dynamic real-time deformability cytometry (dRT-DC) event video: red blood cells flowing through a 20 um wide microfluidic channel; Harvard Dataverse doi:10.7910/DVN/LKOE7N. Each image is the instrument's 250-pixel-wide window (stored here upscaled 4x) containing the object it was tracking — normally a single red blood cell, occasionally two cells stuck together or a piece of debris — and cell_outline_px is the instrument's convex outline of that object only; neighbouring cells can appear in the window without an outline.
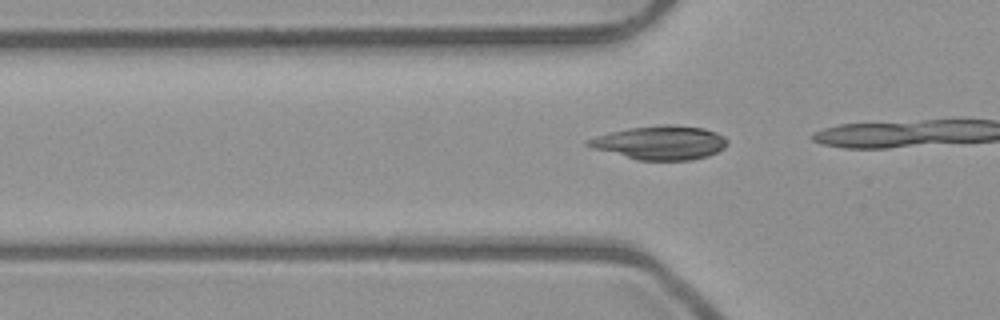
{"species": "common noctule bat (a hibernating species)", "species_latin": "Nyctalus noctula", "temperature_condition": "room temperature", "stored_images_in_passage": 13, "camera_frame_rate_fps": 3000, "um_per_image_px": 0.085, "animal": {"sex": "male", "body_mass_g": 23.1, "forearm_length_mm": 52.7}, "frame": {"image": 1, "passage_image": 11, "time_ms": 3.333, "image_size_px": [1000, 320], "cell_outline_px": [[728, 144], [724, 148], [708, 156], [692, 160], [636, 160], [592, 148], [584, 144], [584, 140], [596, 136], [628, 128], [660, 124], [676, 124], [704, 128], [716, 132], [724, 136], [728, 140]], "centroid_in_image_um": [56.12, 12.12], "position_along_channel_um": 69.7, "area_um2": 27.74}}